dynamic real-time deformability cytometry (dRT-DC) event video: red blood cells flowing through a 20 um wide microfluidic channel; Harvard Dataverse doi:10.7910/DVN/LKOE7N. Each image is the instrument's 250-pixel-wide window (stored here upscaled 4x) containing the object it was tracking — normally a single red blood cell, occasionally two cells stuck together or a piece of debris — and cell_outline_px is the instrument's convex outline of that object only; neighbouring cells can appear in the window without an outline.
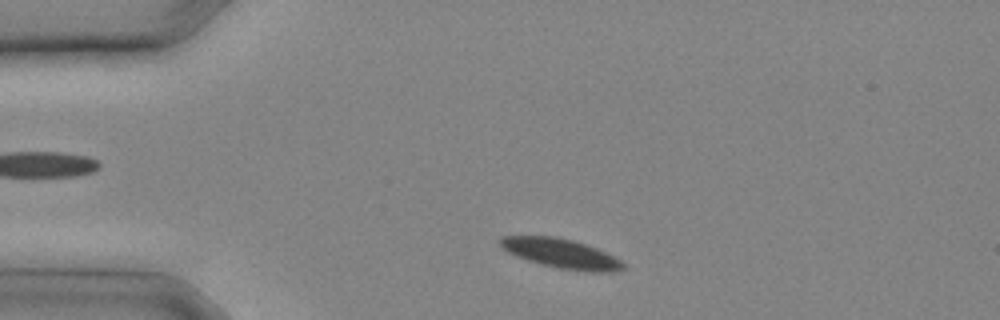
{"species": "common noctule bat (a hibernating species)", "species_latin": "Nyctalus noctula", "temperature_condition": "cold", "stored_images_in_passage": 5, "camera_frame_rate_fps": 3000, "um_per_image_px": 0.085, "animal": {"sex": "male", "body_mass_g": 20.4}, "frame": {"image": 1, "passage_image": 1, "time_ms": 0.0, "image_size_px": [1000, 320], "cell_outline_px": [[624, 268], [616, 272], [592, 272], [560, 268], [540, 264], [516, 256], [500, 248], [500, 240], [504, 236], [556, 236], [572, 240], [596, 248], [620, 260], [624, 264]], "centroid_in_image_um": [47.67, 21.55], "position_along_channel_um": 37.3, "area_um2": 20.87}}
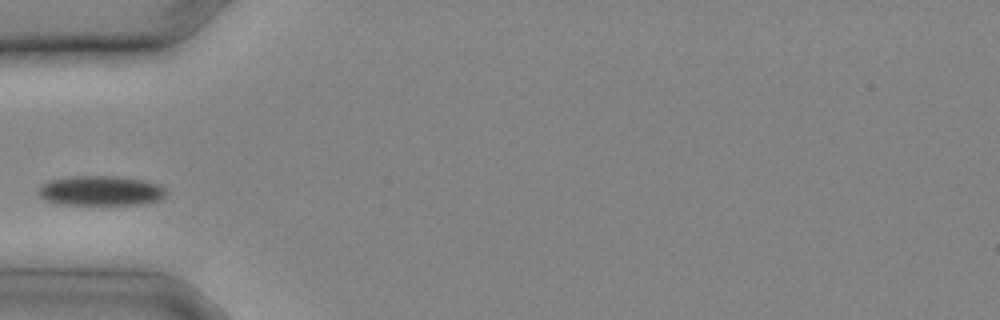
{"frame": {"image": 2, "passage_image": 4, "time_ms": 1.0, "image_size_px": [1000, 320], "cell_outline_px": [[164, 196], [160, 200], [140, 204], [64, 204], [44, 200], [36, 192], [48, 180], [72, 176], [116, 176], [144, 180], [160, 184], [164, 188]], "centroid_in_image_um": [8.55, 16.2], "position_along_channel_um": 76.4, "area_um2": 22.08}}